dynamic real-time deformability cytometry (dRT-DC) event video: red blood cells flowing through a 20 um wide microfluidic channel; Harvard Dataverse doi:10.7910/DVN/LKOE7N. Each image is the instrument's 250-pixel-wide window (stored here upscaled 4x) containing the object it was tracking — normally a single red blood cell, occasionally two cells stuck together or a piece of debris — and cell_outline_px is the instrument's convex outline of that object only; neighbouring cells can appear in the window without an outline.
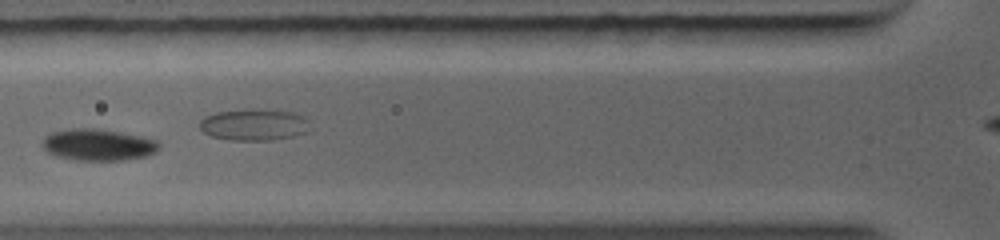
{"species": "common noctule bat (a hibernating species)", "species_latin": "Nyctalus noctula", "temperature_condition": "warm", "stored_images_in_passage": 21, "camera_frame_rate_fps": 5000, "um_per_image_px": 0.085, "animal": {"sex": "female", "body_mass_g": 19.0, "forearm_length_mm": 56.7}, "frame": {"image": 1, "passage_image": 4, "time_ms": 1.4, "image_size_px": [1000, 240], "cell_outline_px": [[156, 148], [140, 156], [112, 160], [92, 160], [68, 156], [56, 152], [48, 148], [48, 136], [56, 132], [112, 132], [152, 140], [156, 144]], "centroid_in_image_um": [8.44, 12.35], "position_along_channel_um": 117.4, "area_um2": 17.51}}
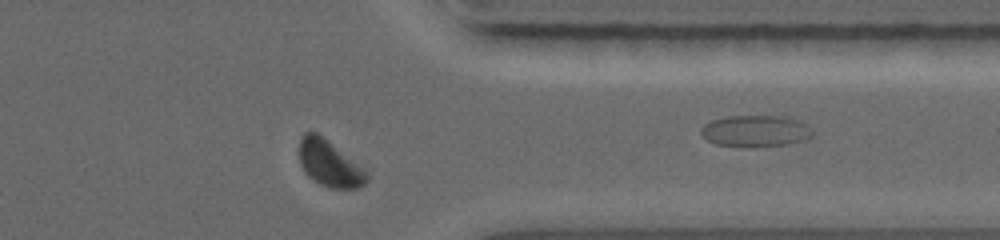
{"frame": {"image": 2, "passage_image": 18, "time_ms": 7.0, "image_size_px": [1000, 240], "cell_outline_px": [[368, 180], [364, 184], [356, 188], [332, 188], [316, 180], [304, 168], [300, 160], [300, 140], [308, 132], [316, 132], [360, 168], [368, 176]], "centroid_in_image_um": [27.99, 13.91], "position_along_channel_um": 383.4, "area_um2": 16.59}}